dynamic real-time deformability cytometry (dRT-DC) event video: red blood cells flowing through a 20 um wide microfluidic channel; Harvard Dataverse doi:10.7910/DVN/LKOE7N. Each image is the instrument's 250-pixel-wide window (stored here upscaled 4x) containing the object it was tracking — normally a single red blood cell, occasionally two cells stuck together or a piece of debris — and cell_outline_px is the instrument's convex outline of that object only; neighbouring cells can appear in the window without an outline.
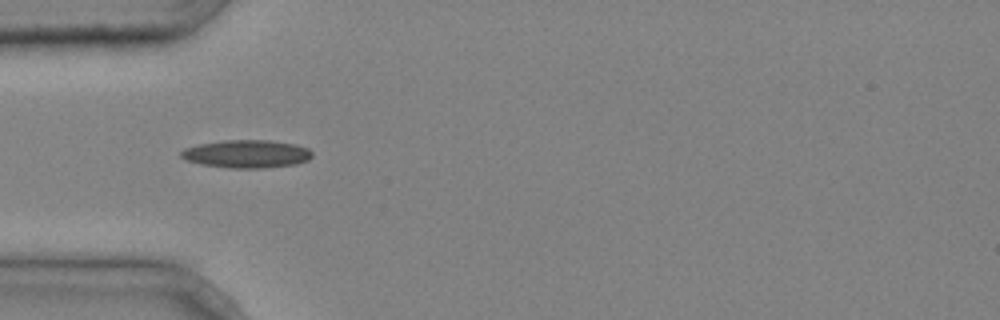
{"species": "common noctule bat (a hibernating species)", "species_latin": "Nyctalus noctula", "temperature_condition": "cold", "stored_images_in_passage": 3, "camera_frame_rate_fps": 3000, "um_per_image_px": 0.085, "animal": {"sex": "male", "body_mass_g": 20.4}, "frame": {"image": 1, "passage_image": 3, "time_ms": 0.667, "image_size_px": [1000, 320], "cell_outline_px": [[312, 156], [308, 160], [296, 164], [264, 168], [232, 168], [200, 164], [184, 160], [180, 156], [180, 152], [184, 148], [200, 144], [224, 140], [268, 140], [296, 144], [308, 148], [312, 152]], "centroid_in_image_um": [20.96, 13.08], "position_along_channel_um": 64.0, "area_um2": 21.44}}